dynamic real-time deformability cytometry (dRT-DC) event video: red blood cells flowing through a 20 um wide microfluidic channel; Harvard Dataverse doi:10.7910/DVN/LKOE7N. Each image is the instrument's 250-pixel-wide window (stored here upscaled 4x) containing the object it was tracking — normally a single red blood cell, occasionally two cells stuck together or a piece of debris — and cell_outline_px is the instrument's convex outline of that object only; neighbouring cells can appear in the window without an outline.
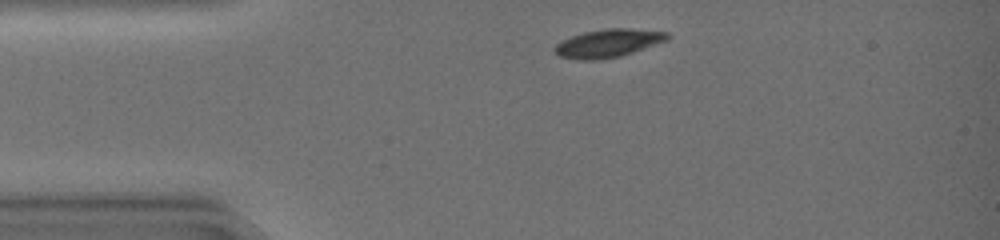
{"species": "common noctule bat (a hibernating species)", "species_latin": "Nyctalus noctula", "temperature_condition": "warm", "stored_images_in_passage": 34, "camera_frame_rate_fps": 3000, "um_per_image_px": 0.085, "animal": {"sex": "female", "body_mass_g": 19.0, "forearm_length_mm": 51.5}, "frame": {"image": 1, "passage_image": 2, "time_ms": 0.333, "image_size_px": [1000, 240], "cell_outline_px": [[672, 36], [668, 40], [620, 56], [596, 60], [580, 60], [560, 56], [552, 48], [560, 40], [584, 32], [604, 28], [628, 28], [668, 32]], "centroid_in_image_um": [51.69, 3.66], "position_along_channel_um": 33.3, "area_um2": 18.5}}
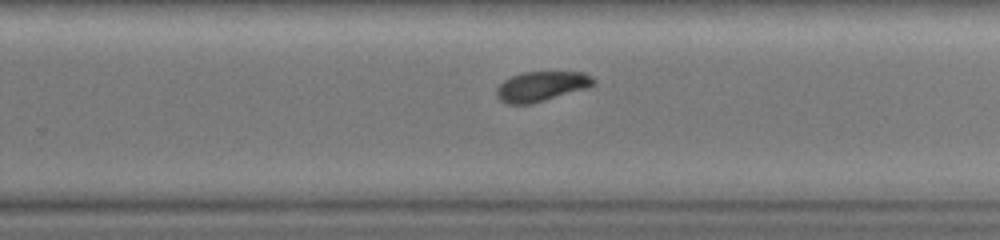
{"frame": {"image": 2, "passage_image": 22, "time_ms": 7.0, "image_size_px": [1000, 240], "cell_outline_px": [[596, 84], [588, 88], [532, 104], [508, 104], [500, 100], [496, 96], [496, 88], [504, 80], [512, 76], [524, 72], [584, 72], [592, 76], [596, 80]], "centroid_in_image_um": [46.05, 7.34], "position_along_channel_um": 283.8, "area_um2": 17.05}}
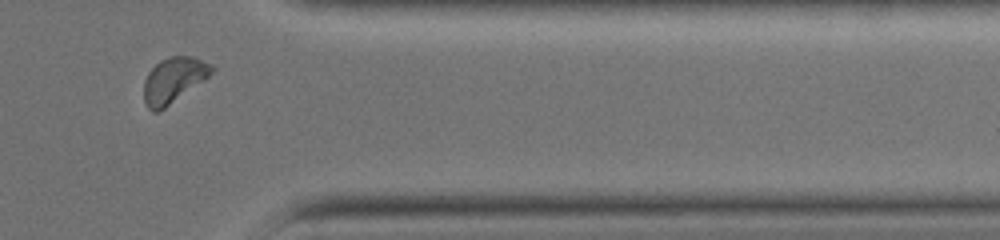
{"frame": {"image": 3, "passage_image": 30, "time_ms": 9.667, "image_size_px": [1000, 240], "cell_outline_px": [[216, 68], [204, 80], [160, 112], [152, 112], [148, 108], [144, 100], [144, 80], [148, 72], [160, 60], [168, 56], [192, 56], [212, 64]], "centroid_in_image_um": [14.75, 6.81], "position_along_channel_um": 396.7, "area_um2": 18.03}, "authors_computed_cell_mechanics": {"area_um2": 18.0336, "velocity_mm_per_s": 4.3249, "shape_relaxation_time_tau1_ms": 2.0492, "shape_relaxation_time_tau2_ms": null, "deformation_change_tau1": 0.1004, "deformation_change_tau2": null}}